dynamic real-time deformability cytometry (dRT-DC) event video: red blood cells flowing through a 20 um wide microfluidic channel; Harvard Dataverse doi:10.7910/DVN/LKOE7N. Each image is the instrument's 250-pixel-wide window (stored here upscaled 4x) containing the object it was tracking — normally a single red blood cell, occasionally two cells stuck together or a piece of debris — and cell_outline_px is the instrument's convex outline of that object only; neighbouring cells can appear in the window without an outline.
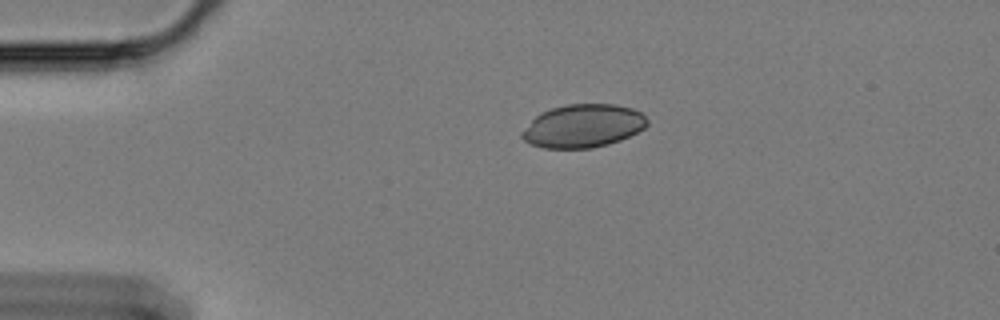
{"species": "Egyptian fruit bat (a non-hibernating species)", "species_latin": "Rousettus aegyptiacus", "temperature_condition": "cold", "stored_images_in_passage": 39, "camera_frame_rate_fps": 3000, "um_per_image_px": 0.085, "animal": {"sex": "female"}, "frame": {"image": 1, "passage_image": 1, "time_ms": 0.0, "image_size_px": [1000, 320], "cell_outline_px": [[648, 124], [644, 128], [620, 140], [608, 144], [592, 148], [544, 148], [528, 144], [520, 136], [520, 132], [540, 112], [552, 108], [568, 104], [616, 104], [632, 108], [640, 112], [648, 120]], "centroid_in_image_um": [49.53, 10.71], "position_along_channel_um": 35.5, "area_um2": 31.56}}
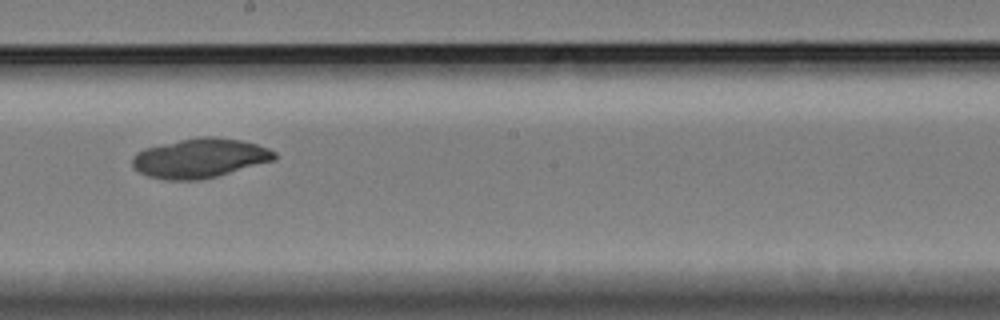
{"frame": {"image": 2, "passage_image": 22, "time_ms": 7.0, "image_size_px": [1000, 320], "cell_outline_px": [[276, 156], [272, 160], [216, 176], [200, 180], [164, 180], [148, 176], [132, 168], [132, 156], [136, 152], [144, 148], [160, 144], [200, 136], [212, 136], [240, 140], [256, 144], [268, 148], [276, 152]], "centroid_in_image_um": [16.92, 13.44], "position_along_channel_um": 231.3, "area_um2": 32.48}}
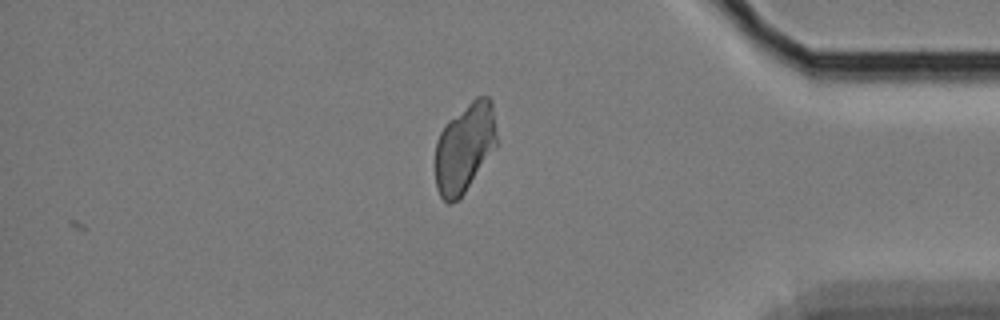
{"frame": {"image": 3, "passage_image": 39, "time_ms": 12.667, "image_size_px": [1000, 320], "cell_outline_px": [[496, 148], [460, 200], [448, 204], [440, 196], [436, 188], [436, 140], [440, 132], [448, 120], [476, 96], [488, 96], [492, 100], [496, 132]], "centroid_in_image_um": [39.5, 12.57], "position_along_channel_um": 395.7, "area_um2": 32.31}}